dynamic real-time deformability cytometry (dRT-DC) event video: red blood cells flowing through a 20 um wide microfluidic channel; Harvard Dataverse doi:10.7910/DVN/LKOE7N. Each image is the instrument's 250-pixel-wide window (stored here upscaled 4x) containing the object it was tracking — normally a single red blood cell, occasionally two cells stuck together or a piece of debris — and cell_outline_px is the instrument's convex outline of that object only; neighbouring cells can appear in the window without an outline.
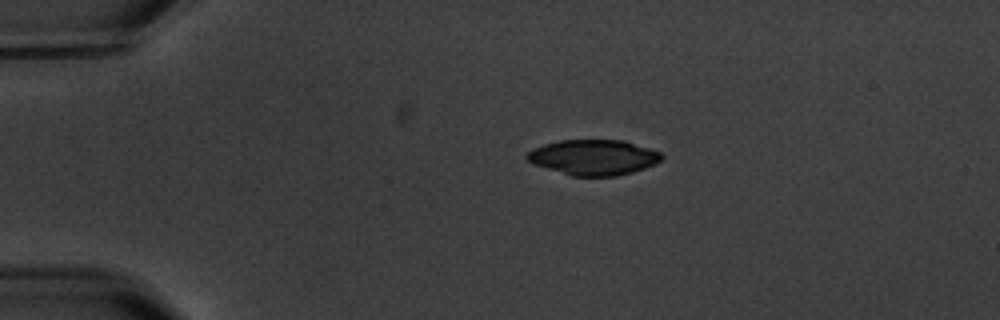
{"species": "common noctule bat (a hibernating species)", "species_latin": "Nyctalus noctula", "temperature_condition": "warm", "stored_images_in_passage": 5, "camera_frame_rate_fps": 3000, "um_per_image_px": 0.085, "animal": {"sex": "male", "body_mass_g": 20.1, "forearm_length_mm": 53.5}, "frame": {"image": 1, "passage_image": 2, "time_ms": 1.0, "image_size_px": [1000, 320], "cell_outline_px": [[664, 156], [656, 164], [632, 172], [616, 176], [572, 176], [532, 164], [524, 156], [532, 148], [544, 144], [560, 140], [624, 140], [660, 152]], "centroid_in_image_um": [50.43, 13.37], "position_along_channel_um": 34.6, "area_um2": 27.8}}